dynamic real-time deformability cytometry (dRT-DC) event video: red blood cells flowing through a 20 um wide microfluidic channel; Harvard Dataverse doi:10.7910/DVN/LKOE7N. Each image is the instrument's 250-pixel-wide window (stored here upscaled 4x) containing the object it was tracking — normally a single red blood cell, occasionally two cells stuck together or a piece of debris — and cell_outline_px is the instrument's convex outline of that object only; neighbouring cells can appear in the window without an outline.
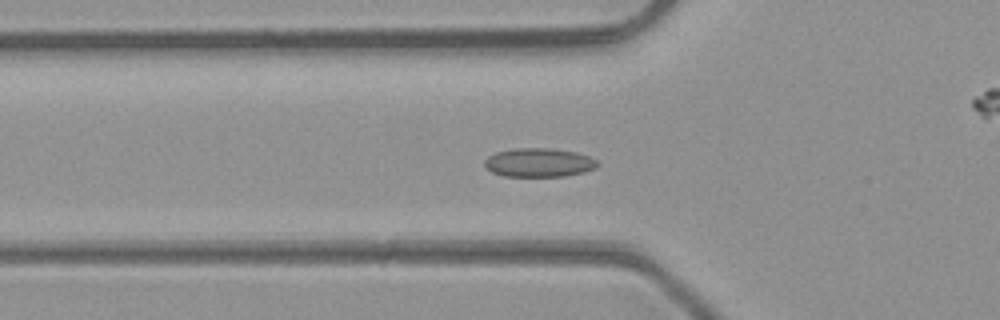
{"species": "common noctule bat (a hibernating species)", "species_latin": "Nyctalus noctula", "temperature_condition": "room temperature", "stored_images_in_passage": 35, "camera_frame_rate_fps": 3000, "um_per_image_px": 0.085, "animal": {"sex": "male", "body_mass_g": 23.1, "forearm_length_mm": 52.7}, "frame": {"image": 1, "passage_image": 3, "time_ms": 0.667, "image_size_px": [1000, 320], "cell_outline_px": [[600, 164], [596, 168], [584, 172], [564, 176], [504, 176], [492, 172], [484, 164], [484, 160], [488, 156], [496, 152], [516, 148], [552, 148], [576, 152], [588, 156], [596, 160]], "centroid_in_image_um": [45.82, 13.81], "position_along_channel_um": 80.0, "area_um2": 18.96}}
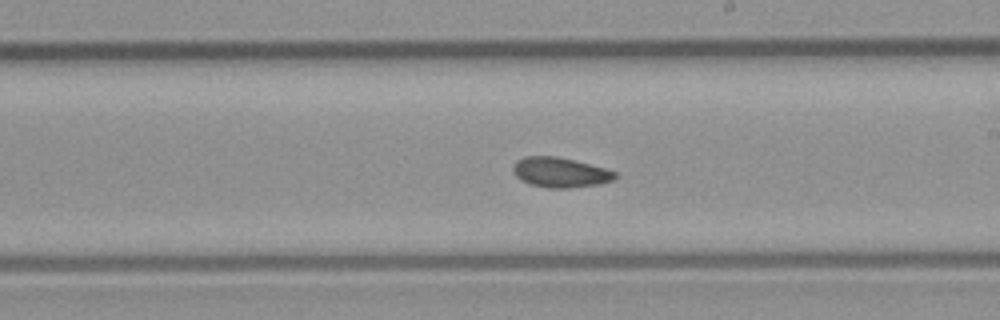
{"frame": {"image": 2, "passage_image": 14, "time_ms": 4.333, "image_size_px": [1000, 320], "cell_outline_px": [[620, 176], [612, 180], [600, 184], [568, 188], [548, 188], [532, 184], [520, 180], [516, 176], [512, 168], [516, 160], [524, 156], [556, 156], [604, 168], [616, 172]], "centroid_in_image_um": [47.61, 14.65], "position_along_channel_um": 241.4, "area_um2": 17.74}}
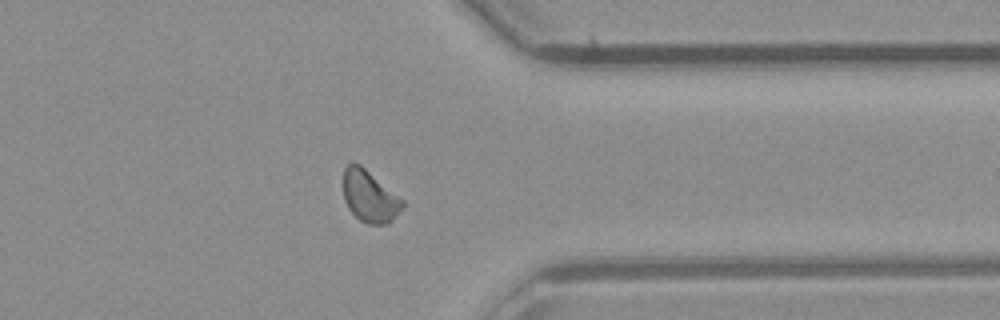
{"frame": {"image": 3, "passage_image": 24, "time_ms": 7.667, "image_size_px": [1000, 320], "cell_outline_px": [[404, 204], [392, 220], [388, 224], [368, 224], [360, 220], [348, 208], [344, 200], [344, 168], [348, 164], [360, 164], [404, 200]], "centroid_in_image_um": [31.42, 16.7], "position_along_channel_um": 380.0, "area_um2": 17.57}, "authors_computed_cell_mechanics": {"area_um2": 17.5134, "velocity_mm_per_s": 4.3749, "shape_relaxation_time_tau1_ms": null, "shape_relaxation_time_tau2_ms": 5.7031, "deformation_change_tau1": null, "deformation_change_tau2": 0.0929}}